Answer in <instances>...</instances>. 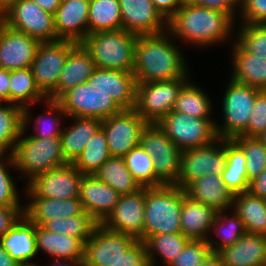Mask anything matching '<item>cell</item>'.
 <instances>
[{"label":"cell","mask_w":266,"mask_h":266,"mask_svg":"<svg viewBox=\"0 0 266 266\" xmlns=\"http://www.w3.org/2000/svg\"><path fill=\"white\" fill-rule=\"evenodd\" d=\"M94 176L112 187L120 195L131 194L142 188L126 167L123 157L111 156L94 173Z\"/></svg>","instance_id":"cell-34"},{"label":"cell","mask_w":266,"mask_h":266,"mask_svg":"<svg viewBox=\"0 0 266 266\" xmlns=\"http://www.w3.org/2000/svg\"><path fill=\"white\" fill-rule=\"evenodd\" d=\"M232 209L243 221L246 233L266 236V199L249 191L238 193L234 195Z\"/></svg>","instance_id":"cell-32"},{"label":"cell","mask_w":266,"mask_h":266,"mask_svg":"<svg viewBox=\"0 0 266 266\" xmlns=\"http://www.w3.org/2000/svg\"><path fill=\"white\" fill-rule=\"evenodd\" d=\"M40 42L0 20V68H30Z\"/></svg>","instance_id":"cell-18"},{"label":"cell","mask_w":266,"mask_h":266,"mask_svg":"<svg viewBox=\"0 0 266 266\" xmlns=\"http://www.w3.org/2000/svg\"><path fill=\"white\" fill-rule=\"evenodd\" d=\"M243 23L266 24V0H240Z\"/></svg>","instance_id":"cell-50"},{"label":"cell","mask_w":266,"mask_h":266,"mask_svg":"<svg viewBox=\"0 0 266 266\" xmlns=\"http://www.w3.org/2000/svg\"><path fill=\"white\" fill-rule=\"evenodd\" d=\"M211 254L207 240L191 239L181 254L169 266H199Z\"/></svg>","instance_id":"cell-46"},{"label":"cell","mask_w":266,"mask_h":266,"mask_svg":"<svg viewBox=\"0 0 266 266\" xmlns=\"http://www.w3.org/2000/svg\"><path fill=\"white\" fill-rule=\"evenodd\" d=\"M233 213L234 216L230 218L224 214L223 211L217 213L216 218L211 226V231L212 229L213 231L216 230L215 232H217L218 236H221L222 240L221 242H215L207 239V243L209 244L212 253H217L224 247L231 246L232 244L236 243L243 236V234L246 233L243 221L235 212ZM214 243L218 246L215 247Z\"/></svg>","instance_id":"cell-42"},{"label":"cell","mask_w":266,"mask_h":266,"mask_svg":"<svg viewBox=\"0 0 266 266\" xmlns=\"http://www.w3.org/2000/svg\"><path fill=\"white\" fill-rule=\"evenodd\" d=\"M89 0H62L54 14L57 40L81 43L88 35Z\"/></svg>","instance_id":"cell-21"},{"label":"cell","mask_w":266,"mask_h":266,"mask_svg":"<svg viewBox=\"0 0 266 266\" xmlns=\"http://www.w3.org/2000/svg\"><path fill=\"white\" fill-rule=\"evenodd\" d=\"M118 1L123 30L138 36L158 34L168 30V22L157 11L151 0Z\"/></svg>","instance_id":"cell-19"},{"label":"cell","mask_w":266,"mask_h":266,"mask_svg":"<svg viewBox=\"0 0 266 266\" xmlns=\"http://www.w3.org/2000/svg\"><path fill=\"white\" fill-rule=\"evenodd\" d=\"M22 130L16 141L12 156L15 169L21 170L30 181L35 175L66 165L68 162L62 153L61 137L38 139L23 137ZM22 137V138H21Z\"/></svg>","instance_id":"cell-6"},{"label":"cell","mask_w":266,"mask_h":266,"mask_svg":"<svg viewBox=\"0 0 266 266\" xmlns=\"http://www.w3.org/2000/svg\"><path fill=\"white\" fill-rule=\"evenodd\" d=\"M44 11H47L51 14H55L58 10L62 0H32Z\"/></svg>","instance_id":"cell-56"},{"label":"cell","mask_w":266,"mask_h":266,"mask_svg":"<svg viewBox=\"0 0 266 266\" xmlns=\"http://www.w3.org/2000/svg\"><path fill=\"white\" fill-rule=\"evenodd\" d=\"M199 266H225L217 253H212Z\"/></svg>","instance_id":"cell-58"},{"label":"cell","mask_w":266,"mask_h":266,"mask_svg":"<svg viewBox=\"0 0 266 266\" xmlns=\"http://www.w3.org/2000/svg\"><path fill=\"white\" fill-rule=\"evenodd\" d=\"M16 263L0 244V266H16Z\"/></svg>","instance_id":"cell-57"},{"label":"cell","mask_w":266,"mask_h":266,"mask_svg":"<svg viewBox=\"0 0 266 266\" xmlns=\"http://www.w3.org/2000/svg\"><path fill=\"white\" fill-rule=\"evenodd\" d=\"M23 216V207L0 205V237H3Z\"/></svg>","instance_id":"cell-51"},{"label":"cell","mask_w":266,"mask_h":266,"mask_svg":"<svg viewBox=\"0 0 266 266\" xmlns=\"http://www.w3.org/2000/svg\"><path fill=\"white\" fill-rule=\"evenodd\" d=\"M182 232L164 233L150 236L144 243L150 266H155V254H160L164 263L169 266L181 254L190 241ZM156 252V253H155Z\"/></svg>","instance_id":"cell-36"},{"label":"cell","mask_w":266,"mask_h":266,"mask_svg":"<svg viewBox=\"0 0 266 266\" xmlns=\"http://www.w3.org/2000/svg\"><path fill=\"white\" fill-rule=\"evenodd\" d=\"M190 198L221 212L232 207L234 194L222 180L221 175L208 174L190 183L185 189Z\"/></svg>","instance_id":"cell-25"},{"label":"cell","mask_w":266,"mask_h":266,"mask_svg":"<svg viewBox=\"0 0 266 266\" xmlns=\"http://www.w3.org/2000/svg\"><path fill=\"white\" fill-rule=\"evenodd\" d=\"M182 201L178 186L145 187L143 242L153 235L181 232Z\"/></svg>","instance_id":"cell-4"},{"label":"cell","mask_w":266,"mask_h":266,"mask_svg":"<svg viewBox=\"0 0 266 266\" xmlns=\"http://www.w3.org/2000/svg\"><path fill=\"white\" fill-rule=\"evenodd\" d=\"M233 51L231 79L250 87L266 90V58L245 52L236 42H234Z\"/></svg>","instance_id":"cell-30"},{"label":"cell","mask_w":266,"mask_h":266,"mask_svg":"<svg viewBox=\"0 0 266 266\" xmlns=\"http://www.w3.org/2000/svg\"><path fill=\"white\" fill-rule=\"evenodd\" d=\"M216 142L221 143L216 146ZM226 165V139L218 138L211 144L182 150L177 183L185 189L193 181L208 174L221 175Z\"/></svg>","instance_id":"cell-11"},{"label":"cell","mask_w":266,"mask_h":266,"mask_svg":"<svg viewBox=\"0 0 266 266\" xmlns=\"http://www.w3.org/2000/svg\"><path fill=\"white\" fill-rule=\"evenodd\" d=\"M120 194L98 180L94 175H84L79 189L83 209L98 224H101L116 206Z\"/></svg>","instance_id":"cell-20"},{"label":"cell","mask_w":266,"mask_h":266,"mask_svg":"<svg viewBox=\"0 0 266 266\" xmlns=\"http://www.w3.org/2000/svg\"><path fill=\"white\" fill-rule=\"evenodd\" d=\"M151 2L167 22L181 7V4L178 0H151Z\"/></svg>","instance_id":"cell-53"},{"label":"cell","mask_w":266,"mask_h":266,"mask_svg":"<svg viewBox=\"0 0 266 266\" xmlns=\"http://www.w3.org/2000/svg\"><path fill=\"white\" fill-rule=\"evenodd\" d=\"M46 103H48V110L46 112V115H40L37 119H36V123L37 125H35L37 128H35L36 133L35 135H32V137L38 138V139H45V138H52V137H60L63 129H58L59 124V118L56 117V115L59 113L61 115H67L65 113V111L63 110L62 106L60 105V103L57 100H51L47 98ZM53 113H56V115H54ZM46 116V120L44 119V117ZM53 116V117H51ZM49 119H48V118ZM56 117V118H55ZM45 120V121H44ZM55 123V124H54ZM42 124L41 128L40 125ZM48 125V126H45ZM39 126V128H38Z\"/></svg>","instance_id":"cell-45"},{"label":"cell","mask_w":266,"mask_h":266,"mask_svg":"<svg viewBox=\"0 0 266 266\" xmlns=\"http://www.w3.org/2000/svg\"><path fill=\"white\" fill-rule=\"evenodd\" d=\"M35 235L37 251L42 249L55 259H70L83 263L84 243L80 239L46 231L39 225H35Z\"/></svg>","instance_id":"cell-28"},{"label":"cell","mask_w":266,"mask_h":266,"mask_svg":"<svg viewBox=\"0 0 266 266\" xmlns=\"http://www.w3.org/2000/svg\"><path fill=\"white\" fill-rule=\"evenodd\" d=\"M29 197L33 198L24 208V215L35 225L41 226L45 221L60 217H73L84 212L79 198L53 199L36 197L28 188Z\"/></svg>","instance_id":"cell-24"},{"label":"cell","mask_w":266,"mask_h":266,"mask_svg":"<svg viewBox=\"0 0 266 266\" xmlns=\"http://www.w3.org/2000/svg\"><path fill=\"white\" fill-rule=\"evenodd\" d=\"M122 29L118 0H89L88 35Z\"/></svg>","instance_id":"cell-35"},{"label":"cell","mask_w":266,"mask_h":266,"mask_svg":"<svg viewBox=\"0 0 266 266\" xmlns=\"http://www.w3.org/2000/svg\"><path fill=\"white\" fill-rule=\"evenodd\" d=\"M233 21L225 12L186 3L168 21V30L195 46H208L226 40L233 30Z\"/></svg>","instance_id":"cell-3"},{"label":"cell","mask_w":266,"mask_h":266,"mask_svg":"<svg viewBox=\"0 0 266 266\" xmlns=\"http://www.w3.org/2000/svg\"><path fill=\"white\" fill-rule=\"evenodd\" d=\"M137 38L138 35L121 29L89 34L81 43L97 68L133 72Z\"/></svg>","instance_id":"cell-5"},{"label":"cell","mask_w":266,"mask_h":266,"mask_svg":"<svg viewBox=\"0 0 266 266\" xmlns=\"http://www.w3.org/2000/svg\"><path fill=\"white\" fill-rule=\"evenodd\" d=\"M194 3L201 7L225 12L233 19L236 5L240 6V0H195Z\"/></svg>","instance_id":"cell-52"},{"label":"cell","mask_w":266,"mask_h":266,"mask_svg":"<svg viewBox=\"0 0 266 266\" xmlns=\"http://www.w3.org/2000/svg\"><path fill=\"white\" fill-rule=\"evenodd\" d=\"M75 44L60 39L40 42L30 68L37 87L46 97L56 89L68 53Z\"/></svg>","instance_id":"cell-13"},{"label":"cell","mask_w":266,"mask_h":266,"mask_svg":"<svg viewBox=\"0 0 266 266\" xmlns=\"http://www.w3.org/2000/svg\"><path fill=\"white\" fill-rule=\"evenodd\" d=\"M144 212L145 187H142L134 193L120 195L116 206L101 224L143 241Z\"/></svg>","instance_id":"cell-17"},{"label":"cell","mask_w":266,"mask_h":266,"mask_svg":"<svg viewBox=\"0 0 266 266\" xmlns=\"http://www.w3.org/2000/svg\"><path fill=\"white\" fill-rule=\"evenodd\" d=\"M217 254L225 266H266V236L245 233Z\"/></svg>","instance_id":"cell-23"},{"label":"cell","mask_w":266,"mask_h":266,"mask_svg":"<svg viewBox=\"0 0 266 266\" xmlns=\"http://www.w3.org/2000/svg\"><path fill=\"white\" fill-rule=\"evenodd\" d=\"M208 98L202 89L187 82L179 92L173 111L191 117L210 119L211 102Z\"/></svg>","instance_id":"cell-39"},{"label":"cell","mask_w":266,"mask_h":266,"mask_svg":"<svg viewBox=\"0 0 266 266\" xmlns=\"http://www.w3.org/2000/svg\"><path fill=\"white\" fill-rule=\"evenodd\" d=\"M245 161L243 150L232 139H226V165L221 177L234 195L249 190Z\"/></svg>","instance_id":"cell-33"},{"label":"cell","mask_w":266,"mask_h":266,"mask_svg":"<svg viewBox=\"0 0 266 266\" xmlns=\"http://www.w3.org/2000/svg\"><path fill=\"white\" fill-rule=\"evenodd\" d=\"M261 91L258 88L230 79L222 103L225 117L224 125L218 126L216 124L219 138L232 139L247 128L254 101Z\"/></svg>","instance_id":"cell-12"},{"label":"cell","mask_w":266,"mask_h":266,"mask_svg":"<svg viewBox=\"0 0 266 266\" xmlns=\"http://www.w3.org/2000/svg\"><path fill=\"white\" fill-rule=\"evenodd\" d=\"M4 155V152H0V205L20 206L15 184L6 168L8 164L15 166L13 156L12 153H9V158ZM4 157L7 158V163L2 161Z\"/></svg>","instance_id":"cell-47"},{"label":"cell","mask_w":266,"mask_h":266,"mask_svg":"<svg viewBox=\"0 0 266 266\" xmlns=\"http://www.w3.org/2000/svg\"><path fill=\"white\" fill-rule=\"evenodd\" d=\"M137 239L97 224L84 244L82 266H112Z\"/></svg>","instance_id":"cell-15"},{"label":"cell","mask_w":266,"mask_h":266,"mask_svg":"<svg viewBox=\"0 0 266 266\" xmlns=\"http://www.w3.org/2000/svg\"><path fill=\"white\" fill-rule=\"evenodd\" d=\"M98 223L87 213L73 217H58L45 221L41 227L46 231L80 239L84 244L91 237Z\"/></svg>","instance_id":"cell-38"},{"label":"cell","mask_w":266,"mask_h":266,"mask_svg":"<svg viewBox=\"0 0 266 266\" xmlns=\"http://www.w3.org/2000/svg\"><path fill=\"white\" fill-rule=\"evenodd\" d=\"M169 35L172 34L167 30L165 33L163 31L158 34L138 36L133 62L136 83L189 77L184 58L178 47L171 42Z\"/></svg>","instance_id":"cell-2"},{"label":"cell","mask_w":266,"mask_h":266,"mask_svg":"<svg viewBox=\"0 0 266 266\" xmlns=\"http://www.w3.org/2000/svg\"><path fill=\"white\" fill-rule=\"evenodd\" d=\"M10 70L0 68V103H10Z\"/></svg>","instance_id":"cell-55"},{"label":"cell","mask_w":266,"mask_h":266,"mask_svg":"<svg viewBox=\"0 0 266 266\" xmlns=\"http://www.w3.org/2000/svg\"><path fill=\"white\" fill-rule=\"evenodd\" d=\"M7 104L4 107L0 103V152L5 153L11 148L12 153L23 130V108Z\"/></svg>","instance_id":"cell-40"},{"label":"cell","mask_w":266,"mask_h":266,"mask_svg":"<svg viewBox=\"0 0 266 266\" xmlns=\"http://www.w3.org/2000/svg\"><path fill=\"white\" fill-rule=\"evenodd\" d=\"M0 244L16 262L37 255L35 224L25 215L3 236Z\"/></svg>","instance_id":"cell-27"},{"label":"cell","mask_w":266,"mask_h":266,"mask_svg":"<svg viewBox=\"0 0 266 266\" xmlns=\"http://www.w3.org/2000/svg\"><path fill=\"white\" fill-rule=\"evenodd\" d=\"M15 0H0V13L5 10Z\"/></svg>","instance_id":"cell-60"},{"label":"cell","mask_w":266,"mask_h":266,"mask_svg":"<svg viewBox=\"0 0 266 266\" xmlns=\"http://www.w3.org/2000/svg\"><path fill=\"white\" fill-rule=\"evenodd\" d=\"M180 4H186V3H194L195 0H178Z\"/></svg>","instance_id":"cell-63"},{"label":"cell","mask_w":266,"mask_h":266,"mask_svg":"<svg viewBox=\"0 0 266 266\" xmlns=\"http://www.w3.org/2000/svg\"><path fill=\"white\" fill-rule=\"evenodd\" d=\"M76 123L63 129L61 134L62 153L68 163H73L82 153L87 142L101 128L102 121L96 118L72 117Z\"/></svg>","instance_id":"cell-31"},{"label":"cell","mask_w":266,"mask_h":266,"mask_svg":"<svg viewBox=\"0 0 266 266\" xmlns=\"http://www.w3.org/2000/svg\"><path fill=\"white\" fill-rule=\"evenodd\" d=\"M140 145L154 160L156 187L175 185L180 173L181 153L175 143L157 123H147L142 131Z\"/></svg>","instance_id":"cell-7"},{"label":"cell","mask_w":266,"mask_h":266,"mask_svg":"<svg viewBox=\"0 0 266 266\" xmlns=\"http://www.w3.org/2000/svg\"><path fill=\"white\" fill-rule=\"evenodd\" d=\"M147 122L134 110L123 109L102 120L104 132L111 156L124 157L138 146L141 134Z\"/></svg>","instance_id":"cell-14"},{"label":"cell","mask_w":266,"mask_h":266,"mask_svg":"<svg viewBox=\"0 0 266 266\" xmlns=\"http://www.w3.org/2000/svg\"><path fill=\"white\" fill-rule=\"evenodd\" d=\"M112 266H150L145 243L137 240Z\"/></svg>","instance_id":"cell-49"},{"label":"cell","mask_w":266,"mask_h":266,"mask_svg":"<svg viewBox=\"0 0 266 266\" xmlns=\"http://www.w3.org/2000/svg\"><path fill=\"white\" fill-rule=\"evenodd\" d=\"M260 141L264 144L266 148V129L258 136Z\"/></svg>","instance_id":"cell-62"},{"label":"cell","mask_w":266,"mask_h":266,"mask_svg":"<svg viewBox=\"0 0 266 266\" xmlns=\"http://www.w3.org/2000/svg\"><path fill=\"white\" fill-rule=\"evenodd\" d=\"M232 140L245 153L246 173L250 183L266 169V148L258 137L238 135Z\"/></svg>","instance_id":"cell-43"},{"label":"cell","mask_w":266,"mask_h":266,"mask_svg":"<svg viewBox=\"0 0 266 266\" xmlns=\"http://www.w3.org/2000/svg\"><path fill=\"white\" fill-rule=\"evenodd\" d=\"M123 158L126 167L141 187H156L154 160L140 144Z\"/></svg>","instance_id":"cell-41"},{"label":"cell","mask_w":266,"mask_h":266,"mask_svg":"<svg viewBox=\"0 0 266 266\" xmlns=\"http://www.w3.org/2000/svg\"><path fill=\"white\" fill-rule=\"evenodd\" d=\"M136 84L133 72L96 67L87 82L67 90L57 101L67 117L102 121L123 109H134Z\"/></svg>","instance_id":"cell-1"},{"label":"cell","mask_w":266,"mask_h":266,"mask_svg":"<svg viewBox=\"0 0 266 266\" xmlns=\"http://www.w3.org/2000/svg\"><path fill=\"white\" fill-rule=\"evenodd\" d=\"M10 103L23 108V130L29 123L28 105L47 97L37 87L31 68L10 70Z\"/></svg>","instance_id":"cell-29"},{"label":"cell","mask_w":266,"mask_h":266,"mask_svg":"<svg viewBox=\"0 0 266 266\" xmlns=\"http://www.w3.org/2000/svg\"><path fill=\"white\" fill-rule=\"evenodd\" d=\"M188 77L167 81L137 82L134 110L147 122L158 123L175 106Z\"/></svg>","instance_id":"cell-8"},{"label":"cell","mask_w":266,"mask_h":266,"mask_svg":"<svg viewBox=\"0 0 266 266\" xmlns=\"http://www.w3.org/2000/svg\"><path fill=\"white\" fill-rule=\"evenodd\" d=\"M111 157L107 140L100 128L87 142L79 157L72 163L83 175H94Z\"/></svg>","instance_id":"cell-37"},{"label":"cell","mask_w":266,"mask_h":266,"mask_svg":"<svg viewBox=\"0 0 266 266\" xmlns=\"http://www.w3.org/2000/svg\"><path fill=\"white\" fill-rule=\"evenodd\" d=\"M0 20L39 42L57 40L54 15L44 11L32 0H15L0 13Z\"/></svg>","instance_id":"cell-9"},{"label":"cell","mask_w":266,"mask_h":266,"mask_svg":"<svg viewBox=\"0 0 266 266\" xmlns=\"http://www.w3.org/2000/svg\"><path fill=\"white\" fill-rule=\"evenodd\" d=\"M54 265L53 266H82V264L79 261L76 260H70V259H54L53 260ZM73 264V265H72Z\"/></svg>","instance_id":"cell-59"},{"label":"cell","mask_w":266,"mask_h":266,"mask_svg":"<svg viewBox=\"0 0 266 266\" xmlns=\"http://www.w3.org/2000/svg\"><path fill=\"white\" fill-rule=\"evenodd\" d=\"M237 44L247 53L266 58V24L243 23Z\"/></svg>","instance_id":"cell-44"},{"label":"cell","mask_w":266,"mask_h":266,"mask_svg":"<svg viewBox=\"0 0 266 266\" xmlns=\"http://www.w3.org/2000/svg\"><path fill=\"white\" fill-rule=\"evenodd\" d=\"M248 191L254 196L266 199V169L250 181Z\"/></svg>","instance_id":"cell-54"},{"label":"cell","mask_w":266,"mask_h":266,"mask_svg":"<svg viewBox=\"0 0 266 266\" xmlns=\"http://www.w3.org/2000/svg\"><path fill=\"white\" fill-rule=\"evenodd\" d=\"M29 261H31V260L18 261L16 263V266H37L36 264L30 263Z\"/></svg>","instance_id":"cell-61"},{"label":"cell","mask_w":266,"mask_h":266,"mask_svg":"<svg viewBox=\"0 0 266 266\" xmlns=\"http://www.w3.org/2000/svg\"><path fill=\"white\" fill-rule=\"evenodd\" d=\"M95 68L89 51L82 43H76L68 53L56 89L47 98L57 100L67 90L87 82Z\"/></svg>","instance_id":"cell-22"},{"label":"cell","mask_w":266,"mask_h":266,"mask_svg":"<svg viewBox=\"0 0 266 266\" xmlns=\"http://www.w3.org/2000/svg\"><path fill=\"white\" fill-rule=\"evenodd\" d=\"M218 211L186 195L183 190L181 232L193 240H207Z\"/></svg>","instance_id":"cell-26"},{"label":"cell","mask_w":266,"mask_h":266,"mask_svg":"<svg viewBox=\"0 0 266 266\" xmlns=\"http://www.w3.org/2000/svg\"><path fill=\"white\" fill-rule=\"evenodd\" d=\"M266 129V90H262L254 101L247 128L240 134L258 137Z\"/></svg>","instance_id":"cell-48"},{"label":"cell","mask_w":266,"mask_h":266,"mask_svg":"<svg viewBox=\"0 0 266 266\" xmlns=\"http://www.w3.org/2000/svg\"><path fill=\"white\" fill-rule=\"evenodd\" d=\"M83 174L72 164L51 169L35 175L27 188L36 197L53 199L79 198V189Z\"/></svg>","instance_id":"cell-16"},{"label":"cell","mask_w":266,"mask_h":266,"mask_svg":"<svg viewBox=\"0 0 266 266\" xmlns=\"http://www.w3.org/2000/svg\"><path fill=\"white\" fill-rule=\"evenodd\" d=\"M157 124L181 150L205 146L219 138L216 123L211 119L191 117L173 110Z\"/></svg>","instance_id":"cell-10"}]
</instances>
